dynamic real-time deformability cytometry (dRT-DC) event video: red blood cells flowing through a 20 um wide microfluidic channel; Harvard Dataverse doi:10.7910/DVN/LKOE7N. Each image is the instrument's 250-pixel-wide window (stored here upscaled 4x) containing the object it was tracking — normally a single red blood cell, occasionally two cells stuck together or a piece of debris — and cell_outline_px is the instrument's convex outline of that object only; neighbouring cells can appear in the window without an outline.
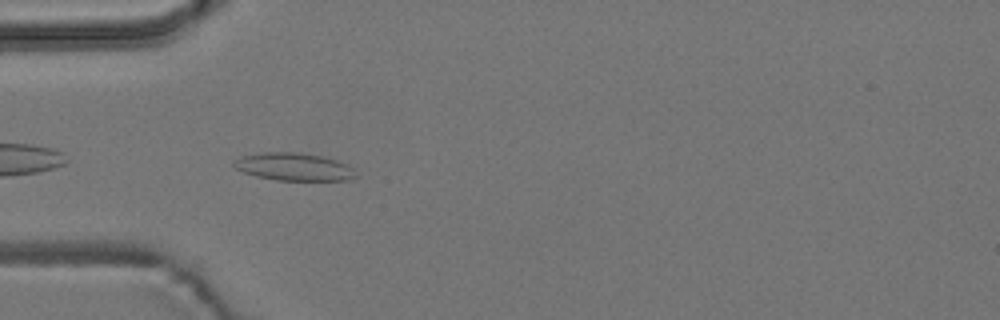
{"species": "common noctule bat (a hibernating species)", "species_latin": "Nyctalus noctula", "temperature_condition": "room temperature", "stored_images_in_passage": 6, "camera_frame_rate_fps": 3000, "um_per_image_px": 0.085, "animal": {"sex": "male", "body_mass_g": 19.2, "forearm_length_mm": 51.8}, "frame": {"image": 1, "passage_image": 5, "time_ms": 1.333, "image_size_px": [1000, 320], "cell_outline_px": [[356, 176], [348, 180], [276, 180], [256, 176], [244, 172], [236, 168], [232, 164], [232, 160], [240, 156], [264, 152], [300, 152], [320, 156], [336, 160], [348, 164], [352, 168]], "centroid_in_image_um": [24.94, 14.17], "position_along_channel_um": 60.1, "area_um2": 19.65}}